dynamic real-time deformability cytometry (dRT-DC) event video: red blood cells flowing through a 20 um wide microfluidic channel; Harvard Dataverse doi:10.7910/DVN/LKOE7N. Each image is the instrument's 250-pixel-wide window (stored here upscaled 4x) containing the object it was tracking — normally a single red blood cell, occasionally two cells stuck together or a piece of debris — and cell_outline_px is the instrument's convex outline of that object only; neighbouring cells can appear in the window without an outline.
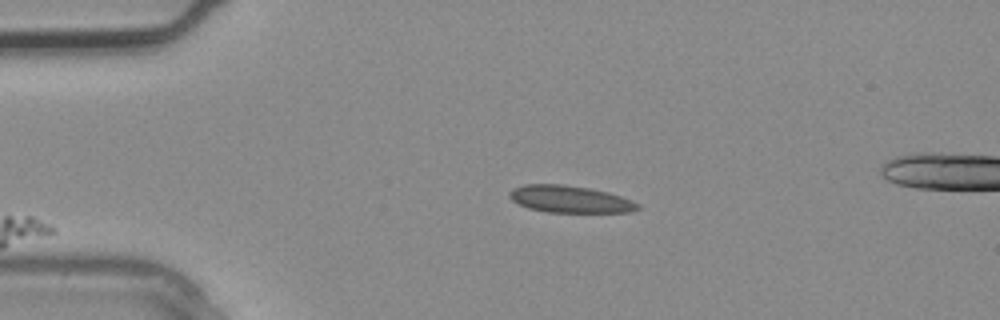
{"species": "common noctule bat (a hibernating species)", "species_latin": "Nyctalus noctula", "temperature_condition": "warm", "stored_images_in_passage": 2, "camera_frame_rate_fps": 3000, "um_per_image_px": 0.085, "animal": {"sex": "male", "body_mass_g": 20.4}, "frame": {"image": 1, "passage_image": 1, "time_ms": 0.0, "image_size_px": [1000, 320], "cell_outline_px": [[640, 208], [632, 212], [548, 212], [528, 208], [512, 200], [508, 196], [508, 192], [512, 188], [524, 184], [564, 184], [588, 188], [608, 192], [632, 200], [640, 204]], "centroid_in_image_um": [48.44, 16.92], "position_along_channel_um": 36.6, "area_um2": 20.29}}